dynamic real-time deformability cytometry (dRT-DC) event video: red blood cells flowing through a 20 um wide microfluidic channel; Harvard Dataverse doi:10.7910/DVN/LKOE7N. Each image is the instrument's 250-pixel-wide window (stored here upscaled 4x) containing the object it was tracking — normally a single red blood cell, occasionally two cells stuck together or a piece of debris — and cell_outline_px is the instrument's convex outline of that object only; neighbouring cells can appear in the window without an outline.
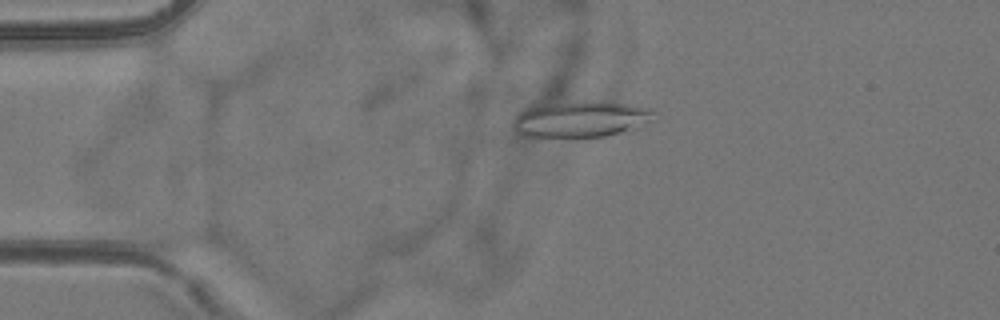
{"species": "common noctule bat (a hibernating species)", "species_latin": "Nyctalus noctula", "temperature_condition": "room temperature", "stored_images_in_passage": 55, "camera_frame_rate_fps": 3000, "um_per_image_px": 0.085, "animal": {"sex": "female", "body_mass_g": 24.6, "forearm_length_mm": 56.2}, "frame": {"image": 1, "passage_image": 13, "time_ms": 4.0, "image_size_px": [1000, 320], "cell_outline_px": [[652, 120], [640, 128], [632, 132], [604, 136], [528, 136], [520, 132], [512, 124], [512, 120], [516, 112], [528, 104], [584, 100], [592, 100], [628, 104], [648, 108], [652, 112]], "centroid_in_image_um": [49.33, 10.09], "position_along_channel_um": 35.7, "area_um2": 30.4}}
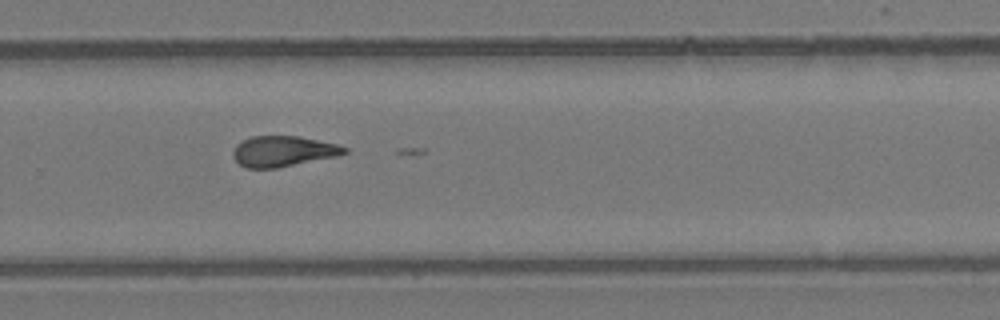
{"frame": {"image": 2, "passage_image": 37, "time_ms": 12.0, "image_size_px": [1000, 320], "cell_outline_px": [[348, 152], [336, 156], [276, 168], [244, 168], [232, 156], [232, 152], [236, 144], [252, 136], [296, 136], [336, 144], [348, 148]], "centroid_in_image_um": [24.03, 12.86], "position_along_channel_um": 305.8, "area_um2": 19.65}}
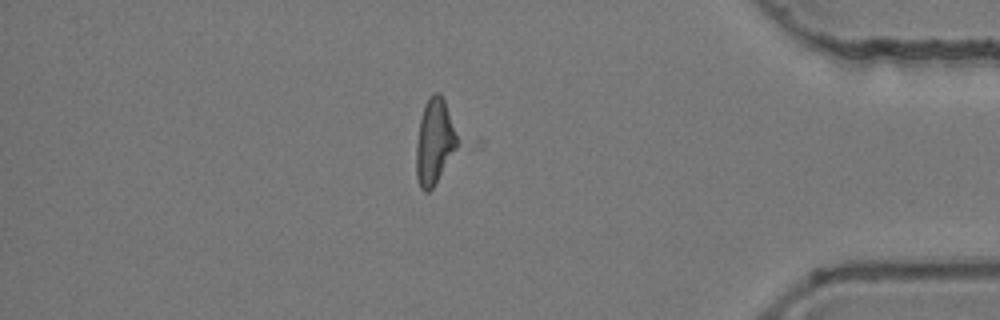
{"frame": {"image": 3, "passage_image": 47, "time_ms": 15.333, "image_size_px": [1000, 320], "cell_outline_px": [[476, 140], [472, 148], [428, 192], [424, 192], [420, 188], [416, 176], [416, 144], [420, 120], [424, 104], [428, 96], [432, 92], [440, 92]], "centroid_in_image_um": [37.37, 12.02], "position_along_channel_um": 397.8, "area_um2": 26.36}}